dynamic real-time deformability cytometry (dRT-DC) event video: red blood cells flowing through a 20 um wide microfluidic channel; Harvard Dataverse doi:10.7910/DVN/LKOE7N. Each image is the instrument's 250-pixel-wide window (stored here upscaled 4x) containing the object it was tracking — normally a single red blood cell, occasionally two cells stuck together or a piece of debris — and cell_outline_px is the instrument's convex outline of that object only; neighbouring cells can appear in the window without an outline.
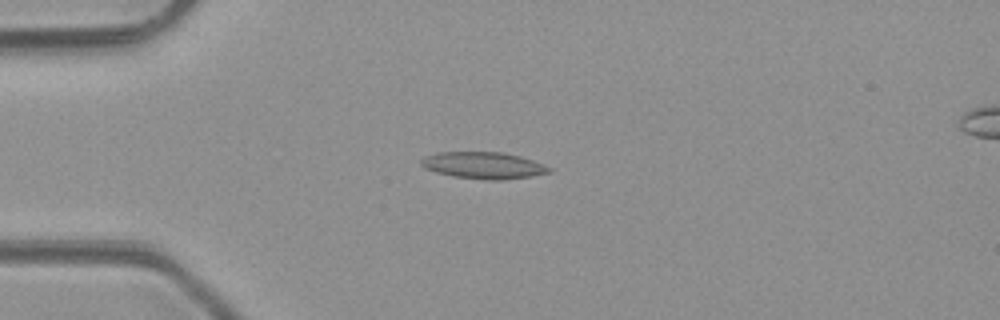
{"species": "common noctule bat (a hibernating species)", "species_latin": "Nyctalus noctula", "temperature_condition": "room temperature", "stored_images_in_passage": 6, "camera_frame_rate_fps": 3000, "um_per_image_px": 0.085, "animal": {"sex": "male", "body_mass_g": 23.1, "forearm_length_mm": 52.7}, "frame": {"image": 1, "passage_image": 4, "time_ms": 3.667, "image_size_px": [1000, 320], "cell_outline_px": [[552, 172], [532, 176], [504, 180], [484, 180], [452, 176], [436, 172], [424, 168], [420, 164], [420, 160], [424, 156], [436, 152], [500, 152], [520, 156], [544, 164], [552, 168]], "centroid_in_image_um": [41.09, 14.06], "position_along_channel_um": 43.9, "area_um2": 20.17}}
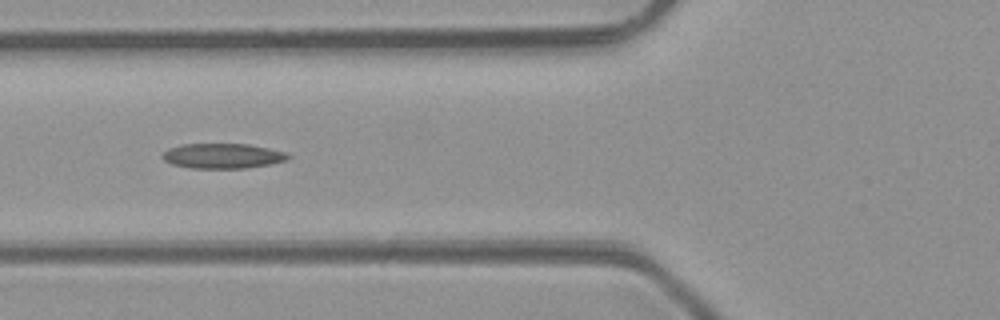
{"frame": {"image": 2, "passage_image": 6, "time_ms": 5.667, "image_size_px": [1000, 320], "cell_outline_px": [[292, 156], [284, 160], [272, 164], [244, 168], [192, 168], [172, 164], [164, 160], [160, 156], [168, 148], [184, 144], [248, 144], [288, 152]], "centroid_in_image_um": [18.93, 13.25], "position_along_channel_um": 106.9, "area_um2": 18.32}}